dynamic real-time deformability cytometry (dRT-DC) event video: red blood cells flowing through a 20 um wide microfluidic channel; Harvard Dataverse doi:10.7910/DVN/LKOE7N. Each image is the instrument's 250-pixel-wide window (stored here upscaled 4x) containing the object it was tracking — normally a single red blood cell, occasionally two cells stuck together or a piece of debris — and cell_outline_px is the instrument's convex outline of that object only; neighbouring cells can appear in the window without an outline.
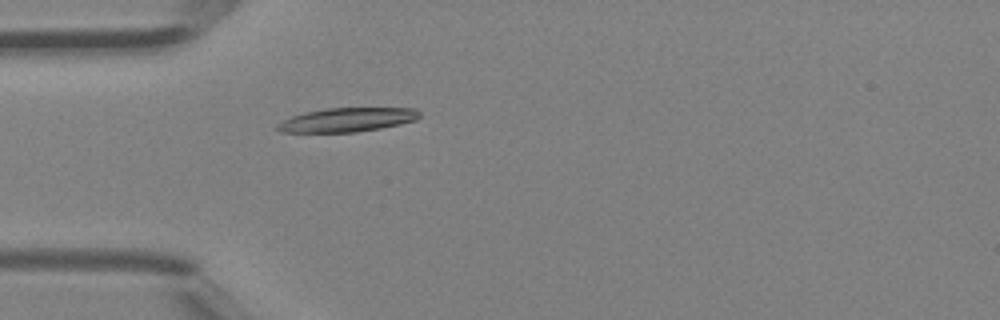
{"species": "Egyptian fruit bat (a non-hibernating species)", "species_latin": "Rousettus aegyptiacus", "temperature_condition": "room temperature", "stored_images_in_passage": 4, "camera_frame_rate_fps": 3000, "um_per_image_px": 0.085, "animal": {"sex": "female"}, "frame": {"image": 1, "passage_image": 4, "time_ms": 1.0, "image_size_px": [1000, 320], "cell_outline_px": [[420, 116], [416, 120], [400, 124], [380, 128], [356, 132], [280, 132], [276, 128], [276, 124], [292, 116], [304, 112], [324, 108], [416, 108], [420, 112]], "centroid_in_image_um": [29.51, 10.18], "position_along_channel_um": 55.5, "area_um2": 19.88}}